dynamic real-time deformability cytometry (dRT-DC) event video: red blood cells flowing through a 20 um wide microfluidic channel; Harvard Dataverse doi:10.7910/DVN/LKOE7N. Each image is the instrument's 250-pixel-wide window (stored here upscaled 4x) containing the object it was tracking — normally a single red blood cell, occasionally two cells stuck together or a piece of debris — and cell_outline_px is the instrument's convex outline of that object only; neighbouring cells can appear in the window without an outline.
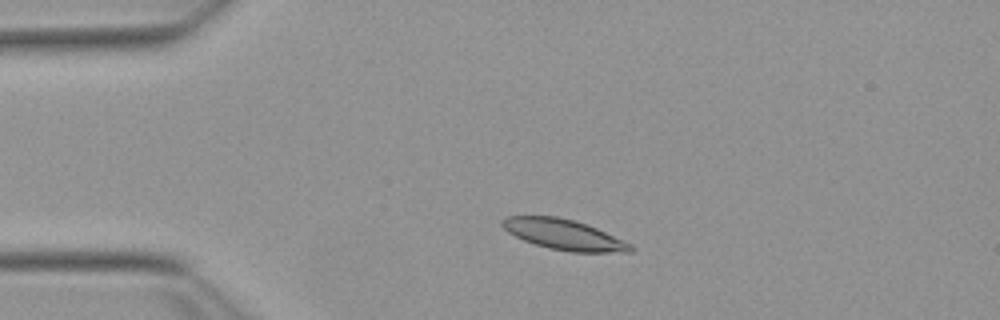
{"species": "Egyptian fruit bat (a non-hibernating species)", "species_latin": "Rousettus aegyptiacus", "temperature_condition": "warm", "stored_images_in_passage": 50, "camera_frame_rate_fps": 3000, "um_per_image_px": 0.085, "animal": {"sex": "female"}, "frame": {"image": 1, "passage_image": 8, "time_ms": 2.333, "image_size_px": [1000, 320], "cell_outline_px": [[636, 248], [632, 252], [568, 252], [548, 248], [524, 240], [508, 232], [500, 224], [500, 220], [508, 216], [556, 216], [588, 224], [624, 240], [632, 244]], "centroid_in_image_um": [47.96, 19.94], "position_along_channel_um": 37.0, "area_um2": 22.83}}
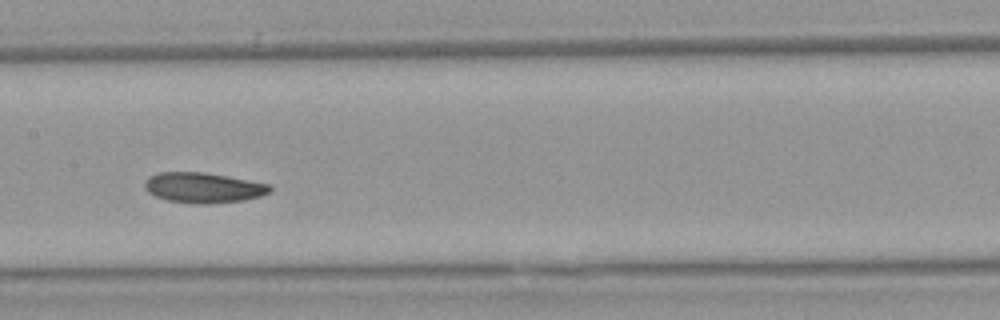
{"frame": {"image": 2, "passage_image": 23, "time_ms": 7.333, "image_size_px": [1000, 320], "cell_outline_px": [[272, 192], [260, 196], [244, 200], [208, 204], [196, 204], [168, 200], [156, 196], [148, 192], [144, 188], [144, 180], [148, 176], [156, 172], [204, 172], [228, 176], [272, 184]], "centroid_in_image_um": [17.29, 15.94], "position_along_channel_um": 190.1, "area_um2": 22.43}}
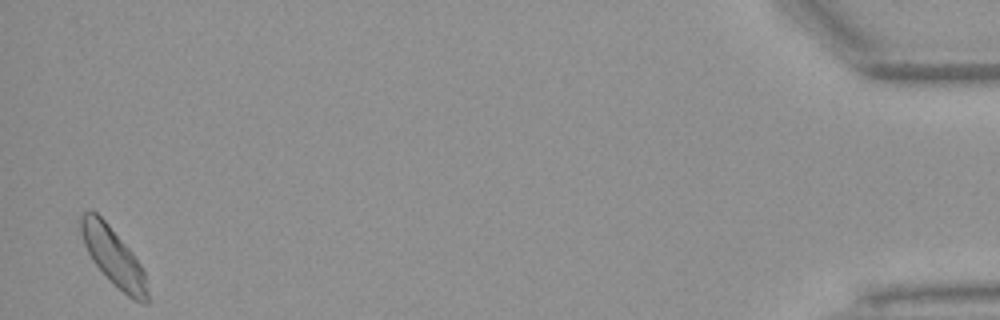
{"frame": {"image": 3, "passage_image": 49, "time_ms": 16.0, "image_size_px": [1000, 320], "cell_outline_px": [[148, 304], [140, 304], [128, 296], [92, 260], [84, 244], [80, 232], [80, 216], [84, 212], [96, 212], [108, 224], [132, 252], [140, 264], [144, 272], [148, 292]], "centroid_in_image_um": [9.65, 21.82], "position_along_channel_um": 425.5, "area_um2": 21.79}, "authors_computed_cell_mechanics": {"area_um2": 22.1952, "velocity_mm_per_s": 3.7761, "shape_relaxation_time_tau1_ms": 6.2981, "shape_relaxation_time_tau2_ms": 4.3396, "deformation_change_tau1": 0.1344, "deformation_change_tau2": 0.0859}}